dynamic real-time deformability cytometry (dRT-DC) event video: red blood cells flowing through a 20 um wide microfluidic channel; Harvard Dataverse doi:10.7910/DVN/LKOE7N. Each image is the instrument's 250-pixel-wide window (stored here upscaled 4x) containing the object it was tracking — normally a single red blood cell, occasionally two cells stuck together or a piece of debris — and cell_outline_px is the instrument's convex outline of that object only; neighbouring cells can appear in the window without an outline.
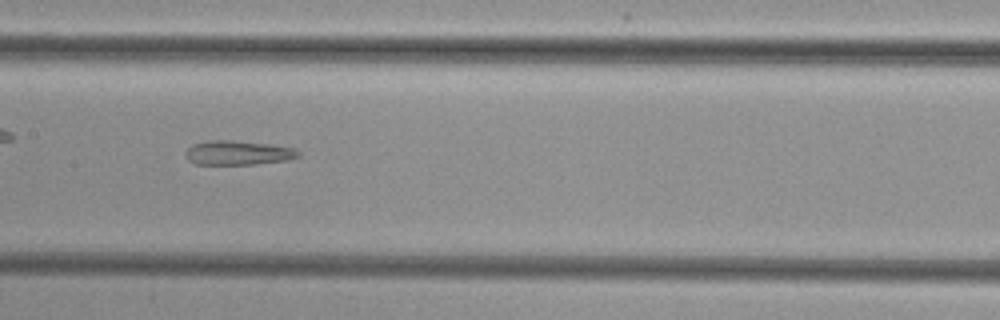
{"species": "common noctule bat (a hibernating species)", "species_latin": "Nyctalus noctula", "temperature_condition": "cold", "stored_images_in_passage": 37, "camera_frame_rate_fps": 3000, "um_per_image_px": 0.085, "animal": {"sex": "female", "body_mass_g": 29.2, "forearm_length_mm": 56.3}, "frame": {"image": 1, "passage_image": 11, "time_ms": 3.333, "image_size_px": [1000, 320], "cell_outline_px": [[300, 156], [288, 160], [256, 164], [196, 164], [188, 160], [184, 156], [184, 152], [192, 144], [208, 140], [232, 140], [268, 144], [292, 148], [300, 152]], "centroid_in_image_um": [20.19, 12.99], "position_along_channel_um": 187.2, "area_um2": 16.01}}